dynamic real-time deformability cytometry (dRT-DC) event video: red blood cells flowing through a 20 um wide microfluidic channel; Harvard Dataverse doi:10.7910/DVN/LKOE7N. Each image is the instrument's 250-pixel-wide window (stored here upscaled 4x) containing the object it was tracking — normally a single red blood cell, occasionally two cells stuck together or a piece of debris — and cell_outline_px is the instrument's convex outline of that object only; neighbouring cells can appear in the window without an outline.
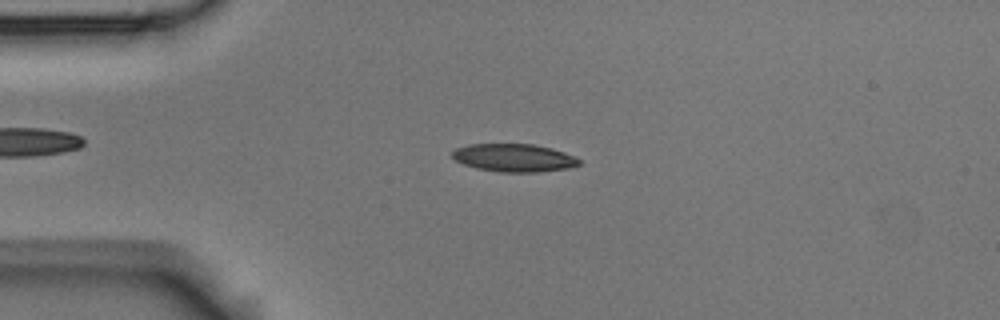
{"species": "Egyptian fruit bat (a non-hibernating species)", "species_latin": "Rousettus aegyptiacus", "temperature_condition": "room temperature", "stored_images_in_passage": 3, "camera_frame_rate_fps": 3000, "um_per_image_px": 0.085, "animal": {"sex": "male"}, "frame": {"image": 1, "passage_image": 3, "time_ms": 0.667, "image_size_px": [1000, 320], "cell_outline_px": [[580, 164], [568, 168], [536, 172], [500, 172], [476, 168], [464, 164], [456, 160], [452, 156], [452, 152], [456, 148], [468, 144], [532, 144], [552, 148], [576, 156], [580, 160]], "centroid_in_image_um": [43.7, 13.41], "position_along_channel_um": 41.3, "area_um2": 20.63}}